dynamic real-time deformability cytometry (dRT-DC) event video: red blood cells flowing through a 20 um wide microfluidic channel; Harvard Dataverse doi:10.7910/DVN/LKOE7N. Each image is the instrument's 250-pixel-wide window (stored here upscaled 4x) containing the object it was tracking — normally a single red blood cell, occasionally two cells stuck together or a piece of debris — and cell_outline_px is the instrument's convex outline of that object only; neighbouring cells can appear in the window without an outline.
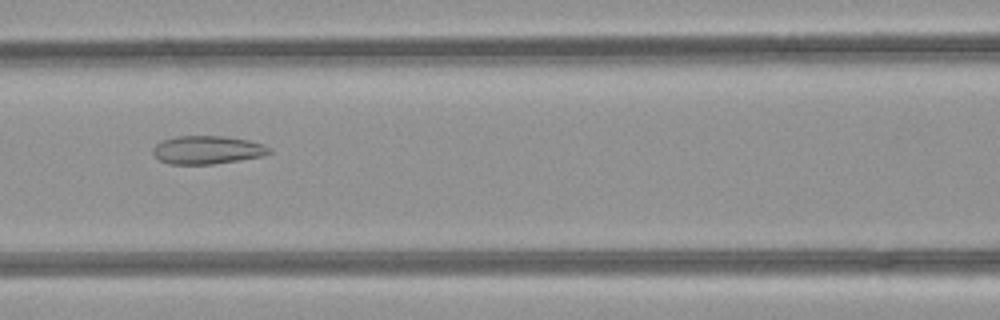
{"species": "common noctule bat (a hibernating species)", "species_latin": "Nyctalus noctula", "temperature_condition": "room temperature", "stored_images_in_passage": 42, "camera_frame_rate_fps": 3000, "um_per_image_px": 0.085, "animal": {"sex": "female", "body_mass_g": 21.9}, "frame": {"image": 1, "passage_image": 15, "time_ms": 4.667, "image_size_px": [1000, 320], "cell_outline_px": [[272, 152], [264, 156], [240, 160], [212, 164], [168, 164], [160, 160], [152, 152], [152, 148], [160, 140], [176, 136], [224, 136], [248, 140], [264, 144], [272, 148]], "centroid_in_image_um": [17.64, 12.74], "position_along_channel_um": 149.0, "area_um2": 19.36}}
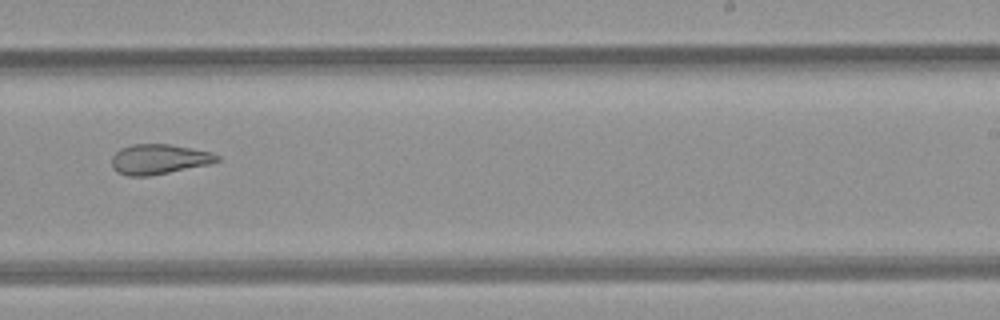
{"frame": {"image": 2, "passage_image": 24, "time_ms": 7.667, "image_size_px": [1000, 320], "cell_outline_px": [[220, 160], [212, 164], [148, 176], [128, 176], [116, 172], [112, 168], [112, 156], [120, 148], [132, 144], [168, 144], [192, 148], [212, 152], [220, 156]], "centroid_in_image_um": [13.52, 13.53], "position_along_channel_um": 275.5, "area_um2": 18.61}}
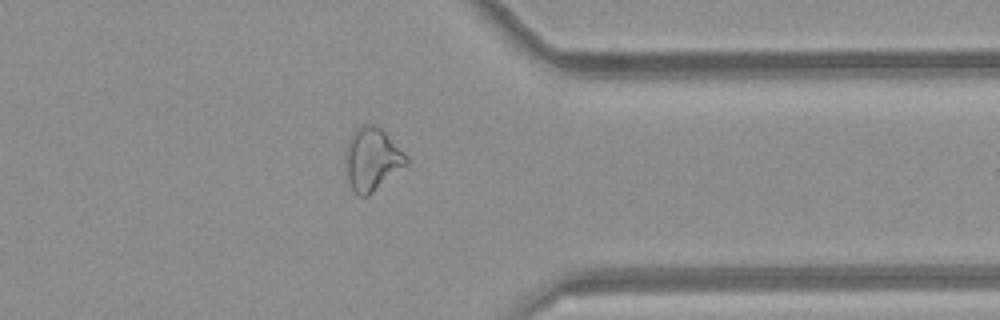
{"frame": {"image": 3, "passage_image": 32, "time_ms": 10.333, "image_size_px": [1000, 320], "cell_outline_px": [[408, 164], [368, 196], [360, 196], [352, 188], [348, 180], [344, 160], [344, 156], [348, 140], [356, 128], [364, 124], [372, 124], [380, 128], [408, 156]], "centroid_in_image_um": [31.61, 13.53], "position_along_channel_um": 379.8, "area_um2": 22.2}, "authors_computed_cell_mechanics": {"area_um2": 22.0507, "velocity_mm_per_s": 4.2345, "shape_relaxation_time_tau1_ms": null, "shape_relaxation_time_tau2_ms": 2.957, "deformation_change_tau1": null, "deformation_change_tau2": 0.1114}}